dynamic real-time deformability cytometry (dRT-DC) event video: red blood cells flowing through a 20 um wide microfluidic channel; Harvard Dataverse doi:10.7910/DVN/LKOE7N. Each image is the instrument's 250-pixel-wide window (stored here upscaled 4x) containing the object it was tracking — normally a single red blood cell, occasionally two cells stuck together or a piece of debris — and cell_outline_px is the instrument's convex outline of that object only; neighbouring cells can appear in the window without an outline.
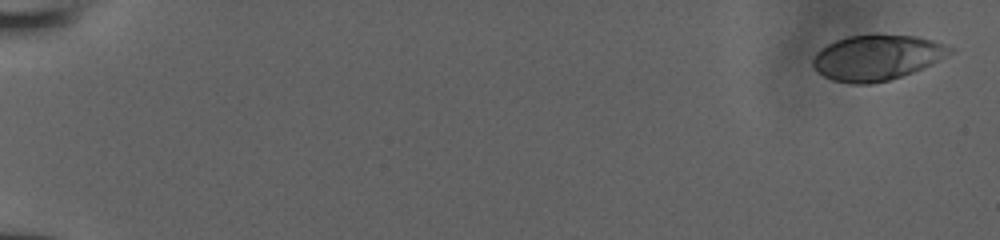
{"species": "human", "species_latin": "Homo sapiens", "temperature_condition": "room temperature", "stored_images_in_passage": 13, "camera_frame_rate_fps": 3000, "um_per_image_px": 0.085, "donor": {"sex": "male"}, "frame": {"image": 1, "passage_image": 1, "time_ms": 0.0, "image_size_px": [1000, 240], "cell_outline_px": [[952, 52], [932, 64], [924, 68], [888, 80], [872, 84], [852, 84], [832, 80], [824, 76], [812, 64], [812, 60], [816, 52], [828, 44], [836, 40], [848, 36], [916, 36], [932, 40], [944, 44], [952, 48]], "centroid_in_image_um": [74.52, 4.91], "position_along_channel_um": 10.5, "area_um2": 35.6}}
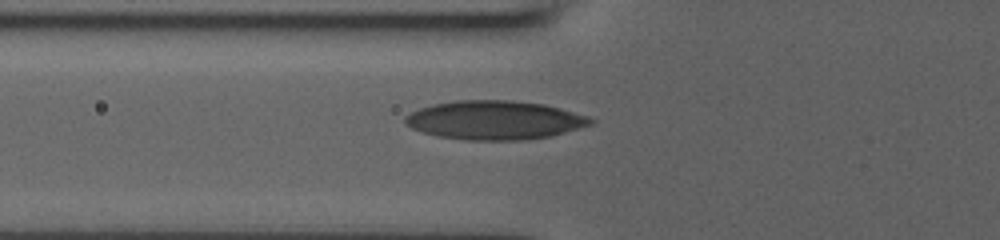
{"frame": {"image": 2, "passage_image": 10, "time_ms": 3.0, "image_size_px": [1000, 240], "cell_outline_px": [[596, 120], [592, 124], [552, 136], [528, 140], [464, 140], [436, 136], [420, 132], [404, 124], [404, 116], [420, 108], [432, 104], [456, 100], [512, 100], [544, 104], [560, 108], [588, 116]], "centroid_in_image_um": [42.03, 10.21], "position_along_channel_um": 83.8, "area_um2": 42.37}}
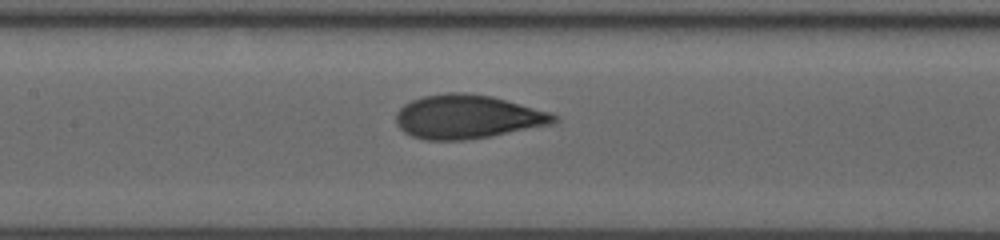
{"frame": {"image": 3, "passage_image": 13, "time_ms": 4.0, "image_size_px": [1000, 240], "cell_outline_px": [[560, 120], [552, 124], [488, 136], [464, 140], [424, 140], [412, 136], [404, 132], [396, 124], [396, 112], [404, 104], [412, 100], [424, 96], [448, 92], [464, 92], [492, 96], [548, 112], [560, 116]], "centroid_in_image_um": [39.7, 9.92], "position_along_channel_um": 167.7, "area_um2": 40.11}}